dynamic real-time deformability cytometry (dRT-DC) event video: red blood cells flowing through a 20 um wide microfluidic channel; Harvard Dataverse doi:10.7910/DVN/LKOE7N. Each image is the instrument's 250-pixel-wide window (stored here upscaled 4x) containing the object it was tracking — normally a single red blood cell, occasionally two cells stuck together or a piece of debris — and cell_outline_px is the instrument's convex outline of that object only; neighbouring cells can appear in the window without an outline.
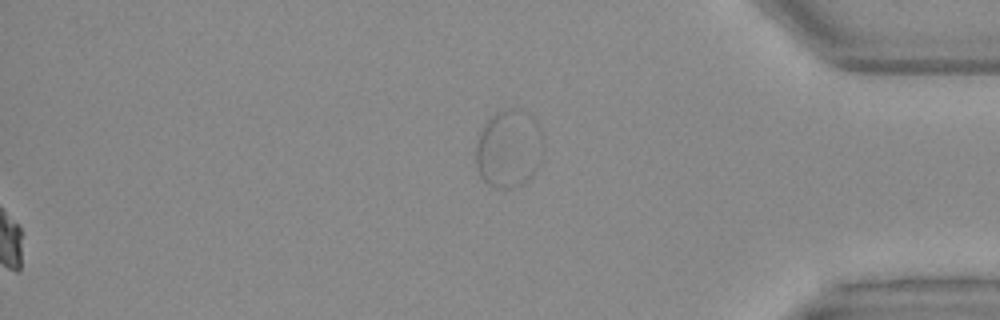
{"species": "Egyptian fruit bat (a non-hibernating species)", "species_latin": "Rousettus aegyptiacus", "temperature_condition": "warm", "stored_images_in_passage": 46, "segment_of_instrument_passage": [2, 2], "camera_frame_rate_fps": 3000, "um_per_image_px": 0.085, "animal": {"sex": "female"}, "frame": {"image": 1, "passage_image": 46, "time_ms": 15.0, "image_size_px": [1000, 320], "cell_outline_px": [[544, 136], [536, 168], [520, 184], [508, 188], [500, 188], [488, 184], [480, 176], [476, 164], [476, 144], [480, 132], [488, 120], [496, 112], [508, 108], [520, 108], [532, 112]], "centroid_in_image_um": [43.24, 12.55], "position_along_channel_um": 392.0, "area_um2": 30.4}}